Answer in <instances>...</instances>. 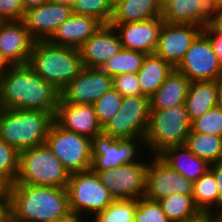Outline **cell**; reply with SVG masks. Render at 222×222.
Segmentation results:
<instances>
[{"instance_id": "9", "label": "cell", "mask_w": 222, "mask_h": 222, "mask_svg": "<svg viewBox=\"0 0 222 222\" xmlns=\"http://www.w3.org/2000/svg\"><path fill=\"white\" fill-rule=\"evenodd\" d=\"M150 116L149 97H123L119 111L103 126V133L116 139L145 138Z\"/></svg>"}, {"instance_id": "2", "label": "cell", "mask_w": 222, "mask_h": 222, "mask_svg": "<svg viewBox=\"0 0 222 222\" xmlns=\"http://www.w3.org/2000/svg\"><path fill=\"white\" fill-rule=\"evenodd\" d=\"M10 215L27 222H55L71 215L67 188L14 183L9 189Z\"/></svg>"}, {"instance_id": "15", "label": "cell", "mask_w": 222, "mask_h": 222, "mask_svg": "<svg viewBox=\"0 0 222 222\" xmlns=\"http://www.w3.org/2000/svg\"><path fill=\"white\" fill-rule=\"evenodd\" d=\"M202 31L203 27L193 24L164 22L155 53L176 68Z\"/></svg>"}, {"instance_id": "43", "label": "cell", "mask_w": 222, "mask_h": 222, "mask_svg": "<svg viewBox=\"0 0 222 222\" xmlns=\"http://www.w3.org/2000/svg\"><path fill=\"white\" fill-rule=\"evenodd\" d=\"M9 214V196H0V222L4 221Z\"/></svg>"}, {"instance_id": "25", "label": "cell", "mask_w": 222, "mask_h": 222, "mask_svg": "<svg viewBox=\"0 0 222 222\" xmlns=\"http://www.w3.org/2000/svg\"><path fill=\"white\" fill-rule=\"evenodd\" d=\"M162 0H114L109 23H129L161 17Z\"/></svg>"}, {"instance_id": "37", "label": "cell", "mask_w": 222, "mask_h": 222, "mask_svg": "<svg viewBox=\"0 0 222 222\" xmlns=\"http://www.w3.org/2000/svg\"><path fill=\"white\" fill-rule=\"evenodd\" d=\"M134 222H170L158 201L145 197L137 200Z\"/></svg>"}, {"instance_id": "29", "label": "cell", "mask_w": 222, "mask_h": 222, "mask_svg": "<svg viewBox=\"0 0 222 222\" xmlns=\"http://www.w3.org/2000/svg\"><path fill=\"white\" fill-rule=\"evenodd\" d=\"M184 145L210 164L222 160V137L190 131Z\"/></svg>"}, {"instance_id": "44", "label": "cell", "mask_w": 222, "mask_h": 222, "mask_svg": "<svg viewBox=\"0 0 222 222\" xmlns=\"http://www.w3.org/2000/svg\"><path fill=\"white\" fill-rule=\"evenodd\" d=\"M181 222H213V213H200L193 219Z\"/></svg>"}, {"instance_id": "31", "label": "cell", "mask_w": 222, "mask_h": 222, "mask_svg": "<svg viewBox=\"0 0 222 222\" xmlns=\"http://www.w3.org/2000/svg\"><path fill=\"white\" fill-rule=\"evenodd\" d=\"M146 53L122 48L116 55L106 61L101 69L113 77L126 73H137L142 67Z\"/></svg>"}, {"instance_id": "17", "label": "cell", "mask_w": 222, "mask_h": 222, "mask_svg": "<svg viewBox=\"0 0 222 222\" xmlns=\"http://www.w3.org/2000/svg\"><path fill=\"white\" fill-rule=\"evenodd\" d=\"M164 21L161 17L129 23H109L119 34L122 47L146 54L155 53Z\"/></svg>"}, {"instance_id": "27", "label": "cell", "mask_w": 222, "mask_h": 222, "mask_svg": "<svg viewBox=\"0 0 222 222\" xmlns=\"http://www.w3.org/2000/svg\"><path fill=\"white\" fill-rule=\"evenodd\" d=\"M174 67L156 53L146 54L142 67L137 72L142 93L151 97L164 83Z\"/></svg>"}, {"instance_id": "20", "label": "cell", "mask_w": 222, "mask_h": 222, "mask_svg": "<svg viewBox=\"0 0 222 222\" xmlns=\"http://www.w3.org/2000/svg\"><path fill=\"white\" fill-rule=\"evenodd\" d=\"M116 29L102 25L80 48L83 67L101 68L102 65L122 49Z\"/></svg>"}, {"instance_id": "45", "label": "cell", "mask_w": 222, "mask_h": 222, "mask_svg": "<svg viewBox=\"0 0 222 222\" xmlns=\"http://www.w3.org/2000/svg\"><path fill=\"white\" fill-rule=\"evenodd\" d=\"M49 0H22V4L24 6L25 11L27 9L40 6L42 4L47 3Z\"/></svg>"}, {"instance_id": "16", "label": "cell", "mask_w": 222, "mask_h": 222, "mask_svg": "<svg viewBox=\"0 0 222 222\" xmlns=\"http://www.w3.org/2000/svg\"><path fill=\"white\" fill-rule=\"evenodd\" d=\"M72 13V5L49 0L27 9L22 21L35 41H47Z\"/></svg>"}, {"instance_id": "39", "label": "cell", "mask_w": 222, "mask_h": 222, "mask_svg": "<svg viewBox=\"0 0 222 222\" xmlns=\"http://www.w3.org/2000/svg\"><path fill=\"white\" fill-rule=\"evenodd\" d=\"M24 14L22 0H0V21H21Z\"/></svg>"}, {"instance_id": "1", "label": "cell", "mask_w": 222, "mask_h": 222, "mask_svg": "<svg viewBox=\"0 0 222 222\" xmlns=\"http://www.w3.org/2000/svg\"><path fill=\"white\" fill-rule=\"evenodd\" d=\"M60 92L27 64L10 65L0 78V108L42 110L55 115Z\"/></svg>"}, {"instance_id": "47", "label": "cell", "mask_w": 222, "mask_h": 222, "mask_svg": "<svg viewBox=\"0 0 222 222\" xmlns=\"http://www.w3.org/2000/svg\"><path fill=\"white\" fill-rule=\"evenodd\" d=\"M10 64L0 55V78L8 70Z\"/></svg>"}, {"instance_id": "18", "label": "cell", "mask_w": 222, "mask_h": 222, "mask_svg": "<svg viewBox=\"0 0 222 222\" xmlns=\"http://www.w3.org/2000/svg\"><path fill=\"white\" fill-rule=\"evenodd\" d=\"M54 121L63 129L90 139L103 131L91 104L66 103L59 98Z\"/></svg>"}, {"instance_id": "33", "label": "cell", "mask_w": 222, "mask_h": 222, "mask_svg": "<svg viewBox=\"0 0 222 222\" xmlns=\"http://www.w3.org/2000/svg\"><path fill=\"white\" fill-rule=\"evenodd\" d=\"M114 0H74L72 12L91 16L108 25L113 13Z\"/></svg>"}, {"instance_id": "23", "label": "cell", "mask_w": 222, "mask_h": 222, "mask_svg": "<svg viewBox=\"0 0 222 222\" xmlns=\"http://www.w3.org/2000/svg\"><path fill=\"white\" fill-rule=\"evenodd\" d=\"M158 156L179 174L193 182L207 173L211 166L208 161L197 157L185 145L167 147Z\"/></svg>"}, {"instance_id": "40", "label": "cell", "mask_w": 222, "mask_h": 222, "mask_svg": "<svg viewBox=\"0 0 222 222\" xmlns=\"http://www.w3.org/2000/svg\"><path fill=\"white\" fill-rule=\"evenodd\" d=\"M203 32L208 36L213 51L222 65V35L216 34L208 25L203 28Z\"/></svg>"}, {"instance_id": "41", "label": "cell", "mask_w": 222, "mask_h": 222, "mask_svg": "<svg viewBox=\"0 0 222 222\" xmlns=\"http://www.w3.org/2000/svg\"><path fill=\"white\" fill-rule=\"evenodd\" d=\"M210 171L213 173L216 179V185L220 195V214L222 213V160L216 163H212Z\"/></svg>"}, {"instance_id": "26", "label": "cell", "mask_w": 222, "mask_h": 222, "mask_svg": "<svg viewBox=\"0 0 222 222\" xmlns=\"http://www.w3.org/2000/svg\"><path fill=\"white\" fill-rule=\"evenodd\" d=\"M219 80L190 83L185 105L190 121L218 106Z\"/></svg>"}, {"instance_id": "51", "label": "cell", "mask_w": 222, "mask_h": 222, "mask_svg": "<svg viewBox=\"0 0 222 222\" xmlns=\"http://www.w3.org/2000/svg\"><path fill=\"white\" fill-rule=\"evenodd\" d=\"M52 1L66 3V4H69V5H72L73 2H74V0H52Z\"/></svg>"}, {"instance_id": "46", "label": "cell", "mask_w": 222, "mask_h": 222, "mask_svg": "<svg viewBox=\"0 0 222 222\" xmlns=\"http://www.w3.org/2000/svg\"><path fill=\"white\" fill-rule=\"evenodd\" d=\"M10 184L0 176V196H9Z\"/></svg>"}, {"instance_id": "22", "label": "cell", "mask_w": 222, "mask_h": 222, "mask_svg": "<svg viewBox=\"0 0 222 222\" xmlns=\"http://www.w3.org/2000/svg\"><path fill=\"white\" fill-rule=\"evenodd\" d=\"M102 25L94 17L72 13L47 41L52 45L79 49Z\"/></svg>"}, {"instance_id": "10", "label": "cell", "mask_w": 222, "mask_h": 222, "mask_svg": "<svg viewBox=\"0 0 222 222\" xmlns=\"http://www.w3.org/2000/svg\"><path fill=\"white\" fill-rule=\"evenodd\" d=\"M143 144V145H142ZM144 138L116 139L103 132L92 139V170L115 169L117 166L139 162Z\"/></svg>"}, {"instance_id": "4", "label": "cell", "mask_w": 222, "mask_h": 222, "mask_svg": "<svg viewBox=\"0 0 222 222\" xmlns=\"http://www.w3.org/2000/svg\"><path fill=\"white\" fill-rule=\"evenodd\" d=\"M54 116L30 109L0 108V139L18 152L45 144Z\"/></svg>"}, {"instance_id": "49", "label": "cell", "mask_w": 222, "mask_h": 222, "mask_svg": "<svg viewBox=\"0 0 222 222\" xmlns=\"http://www.w3.org/2000/svg\"><path fill=\"white\" fill-rule=\"evenodd\" d=\"M218 107L222 110V78L219 79Z\"/></svg>"}, {"instance_id": "7", "label": "cell", "mask_w": 222, "mask_h": 222, "mask_svg": "<svg viewBox=\"0 0 222 222\" xmlns=\"http://www.w3.org/2000/svg\"><path fill=\"white\" fill-rule=\"evenodd\" d=\"M67 192L71 214L81 218L92 213L90 218L95 217L114 201L92 169L70 174Z\"/></svg>"}, {"instance_id": "19", "label": "cell", "mask_w": 222, "mask_h": 222, "mask_svg": "<svg viewBox=\"0 0 222 222\" xmlns=\"http://www.w3.org/2000/svg\"><path fill=\"white\" fill-rule=\"evenodd\" d=\"M34 42L22 20L0 21V55L10 65L27 64Z\"/></svg>"}, {"instance_id": "55", "label": "cell", "mask_w": 222, "mask_h": 222, "mask_svg": "<svg viewBox=\"0 0 222 222\" xmlns=\"http://www.w3.org/2000/svg\"><path fill=\"white\" fill-rule=\"evenodd\" d=\"M83 222H86L84 221V218H83ZM87 222H96V221L95 220L92 221V219H90V221L87 220Z\"/></svg>"}, {"instance_id": "35", "label": "cell", "mask_w": 222, "mask_h": 222, "mask_svg": "<svg viewBox=\"0 0 222 222\" xmlns=\"http://www.w3.org/2000/svg\"><path fill=\"white\" fill-rule=\"evenodd\" d=\"M19 169V152L0 139V176L10 185L14 184Z\"/></svg>"}, {"instance_id": "50", "label": "cell", "mask_w": 222, "mask_h": 222, "mask_svg": "<svg viewBox=\"0 0 222 222\" xmlns=\"http://www.w3.org/2000/svg\"><path fill=\"white\" fill-rule=\"evenodd\" d=\"M213 222H222V213L221 214L213 213Z\"/></svg>"}, {"instance_id": "21", "label": "cell", "mask_w": 222, "mask_h": 222, "mask_svg": "<svg viewBox=\"0 0 222 222\" xmlns=\"http://www.w3.org/2000/svg\"><path fill=\"white\" fill-rule=\"evenodd\" d=\"M216 6L212 0H162L161 18L167 23L208 25Z\"/></svg>"}, {"instance_id": "3", "label": "cell", "mask_w": 222, "mask_h": 222, "mask_svg": "<svg viewBox=\"0 0 222 222\" xmlns=\"http://www.w3.org/2000/svg\"><path fill=\"white\" fill-rule=\"evenodd\" d=\"M28 64L61 92L84 68L79 49L35 41Z\"/></svg>"}, {"instance_id": "42", "label": "cell", "mask_w": 222, "mask_h": 222, "mask_svg": "<svg viewBox=\"0 0 222 222\" xmlns=\"http://www.w3.org/2000/svg\"><path fill=\"white\" fill-rule=\"evenodd\" d=\"M208 26L219 35H222V6L215 9L214 14L210 17Z\"/></svg>"}, {"instance_id": "11", "label": "cell", "mask_w": 222, "mask_h": 222, "mask_svg": "<svg viewBox=\"0 0 222 222\" xmlns=\"http://www.w3.org/2000/svg\"><path fill=\"white\" fill-rule=\"evenodd\" d=\"M139 161L117 166L115 169L93 170L114 200L140 199L145 195L148 163Z\"/></svg>"}, {"instance_id": "28", "label": "cell", "mask_w": 222, "mask_h": 222, "mask_svg": "<svg viewBox=\"0 0 222 222\" xmlns=\"http://www.w3.org/2000/svg\"><path fill=\"white\" fill-rule=\"evenodd\" d=\"M192 197L201 213L220 214V195L216 179L210 170L194 182Z\"/></svg>"}, {"instance_id": "12", "label": "cell", "mask_w": 222, "mask_h": 222, "mask_svg": "<svg viewBox=\"0 0 222 222\" xmlns=\"http://www.w3.org/2000/svg\"><path fill=\"white\" fill-rule=\"evenodd\" d=\"M194 182L166 164L158 155H153L146 169L144 197L158 201L172 194L193 195Z\"/></svg>"}, {"instance_id": "13", "label": "cell", "mask_w": 222, "mask_h": 222, "mask_svg": "<svg viewBox=\"0 0 222 222\" xmlns=\"http://www.w3.org/2000/svg\"><path fill=\"white\" fill-rule=\"evenodd\" d=\"M191 82L222 78V65L215 55L208 36L202 31L176 67Z\"/></svg>"}, {"instance_id": "24", "label": "cell", "mask_w": 222, "mask_h": 222, "mask_svg": "<svg viewBox=\"0 0 222 222\" xmlns=\"http://www.w3.org/2000/svg\"><path fill=\"white\" fill-rule=\"evenodd\" d=\"M191 81L176 68L149 98L150 109H166L185 104Z\"/></svg>"}, {"instance_id": "14", "label": "cell", "mask_w": 222, "mask_h": 222, "mask_svg": "<svg viewBox=\"0 0 222 222\" xmlns=\"http://www.w3.org/2000/svg\"><path fill=\"white\" fill-rule=\"evenodd\" d=\"M112 77L101 68H83L60 92L66 103L91 104L112 88Z\"/></svg>"}, {"instance_id": "8", "label": "cell", "mask_w": 222, "mask_h": 222, "mask_svg": "<svg viewBox=\"0 0 222 222\" xmlns=\"http://www.w3.org/2000/svg\"><path fill=\"white\" fill-rule=\"evenodd\" d=\"M45 144L70 173L83 172L92 166V139L51 124Z\"/></svg>"}, {"instance_id": "48", "label": "cell", "mask_w": 222, "mask_h": 222, "mask_svg": "<svg viewBox=\"0 0 222 222\" xmlns=\"http://www.w3.org/2000/svg\"><path fill=\"white\" fill-rule=\"evenodd\" d=\"M55 222H83V218L74 214L69 215L67 218Z\"/></svg>"}, {"instance_id": "6", "label": "cell", "mask_w": 222, "mask_h": 222, "mask_svg": "<svg viewBox=\"0 0 222 222\" xmlns=\"http://www.w3.org/2000/svg\"><path fill=\"white\" fill-rule=\"evenodd\" d=\"M70 173L46 144L19 152L15 183L67 188Z\"/></svg>"}, {"instance_id": "52", "label": "cell", "mask_w": 222, "mask_h": 222, "mask_svg": "<svg viewBox=\"0 0 222 222\" xmlns=\"http://www.w3.org/2000/svg\"><path fill=\"white\" fill-rule=\"evenodd\" d=\"M212 2L216 7L222 6V0H212Z\"/></svg>"}, {"instance_id": "32", "label": "cell", "mask_w": 222, "mask_h": 222, "mask_svg": "<svg viewBox=\"0 0 222 222\" xmlns=\"http://www.w3.org/2000/svg\"><path fill=\"white\" fill-rule=\"evenodd\" d=\"M136 199L114 200L92 220L96 222H134Z\"/></svg>"}, {"instance_id": "54", "label": "cell", "mask_w": 222, "mask_h": 222, "mask_svg": "<svg viewBox=\"0 0 222 222\" xmlns=\"http://www.w3.org/2000/svg\"><path fill=\"white\" fill-rule=\"evenodd\" d=\"M2 222H11V215L9 214V216Z\"/></svg>"}, {"instance_id": "30", "label": "cell", "mask_w": 222, "mask_h": 222, "mask_svg": "<svg viewBox=\"0 0 222 222\" xmlns=\"http://www.w3.org/2000/svg\"><path fill=\"white\" fill-rule=\"evenodd\" d=\"M158 203L170 222L187 221L201 213L195 206L193 197L184 194L169 195L158 200Z\"/></svg>"}, {"instance_id": "38", "label": "cell", "mask_w": 222, "mask_h": 222, "mask_svg": "<svg viewBox=\"0 0 222 222\" xmlns=\"http://www.w3.org/2000/svg\"><path fill=\"white\" fill-rule=\"evenodd\" d=\"M112 86L123 97L144 95L140 88L137 73H126L113 76Z\"/></svg>"}, {"instance_id": "34", "label": "cell", "mask_w": 222, "mask_h": 222, "mask_svg": "<svg viewBox=\"0 0 222 222\" xmlns=\"http://www.w3.org/2000/svg\"><path fill=\"white\" fill-rule=\"evenodd\" d=\"M122 99L123 96L112 87L93 103L95 113L102 127L119 111Z\"/></svg>"}, {"instance_id": "5", "label": "cell", "mask_w": 222, "mask_h": 222, "mask_svg": "<svg viewBox=\"0 0 222 222\" xmlns=\"http://www.w3.org/2000/svg\"><path fill=\"white\" fill-rule=\"evenodd\" d=\"M191 131V121L185 104L166 109H150L145 135L148 152L158 155L170 146L184 145Z\"/></svg>"}, {"instance_id": "36", "label": "cell", "mask_w": 222, "mask_h": 222, "mask_svg": "<svg viewBox=\"0 0 222 222\" xmlns=\"http://www.w3.org/2000/svg\"><path fill=\"white\" fill-rule=\"evenodd\" d=\"M191 131L222 137V110L217 106L193 120Z\"/></svg>"}, {"instance_id": "53", "label": "cell", "mask_w": 222, "mask_h": 222, "mask_svg": "<svg viewBox=\"0 0 222 222\" xmlns=\"http://www.w3.org/2000/svg\"><path fill=\"white\" fill-rule=\"evenodd\" d=\"M11 222H27V221L17 220V219H14V218L11 216Z\"/></svg>"}]
</instances>
